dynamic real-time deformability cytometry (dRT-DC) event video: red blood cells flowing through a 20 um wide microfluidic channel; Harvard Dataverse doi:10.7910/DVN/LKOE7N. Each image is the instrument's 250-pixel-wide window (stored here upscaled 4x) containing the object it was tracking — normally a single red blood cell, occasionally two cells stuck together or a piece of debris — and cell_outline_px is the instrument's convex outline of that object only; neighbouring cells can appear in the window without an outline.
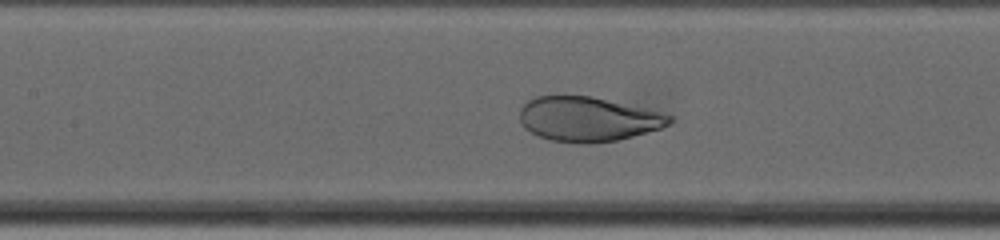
{"species": "human", "species_latin": "Homo sapiens", "temperature_condition": "cold", "stored_images_in_passage": 49, "camera_frame_rate_fps": 3000, "um_per_image_px": 0.085, "donor": {"sex": "female"}, "frame": {"image": 1, "passage_image": 23, "time_ms": 7.333, "image_size_px": [1000, 240], "cell_outline_px": [[672, 120], [668, 124], [660, 128], [632, 136], [616, 140], [588, 144], [584, 144], [552, 140], [540, 136], [524, 128], [520, 120], [520, 108], [528, 100], [536, 96], [564, 92], [588, 96], [660, 112], [672, 116]], "centroid_in_image_um": [49.89, 10.09], "position_along_channel_um": 157.5, "area_um2": 39.02}}
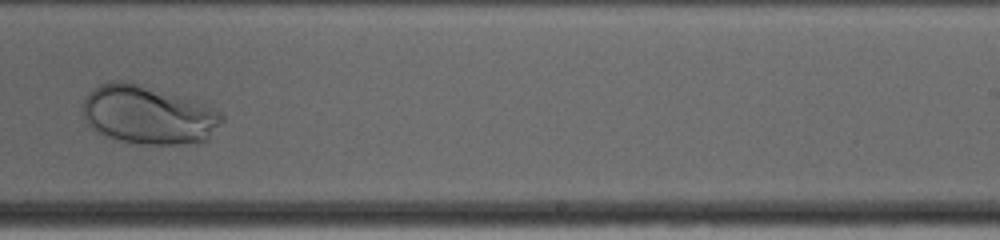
{"frame": {"image": 2, "passage_image": 32, "time_ms": 10.333, "image_size_px": [1000, 240], "cell_outline_px": [[224, 120], [208, 140], [196, 144], [140, 144], [120, 140], [96, 132], [84, 120], [84, 96], [92, 88], [100, 84], [112, 80], [124, 80], [196, 100], [208, 104], [220, 112], [224, 116]], "centroid_in_image_um": [12.63, 9.76], "position_along_channel_um": 276.4, "area_um2": 47.97}}
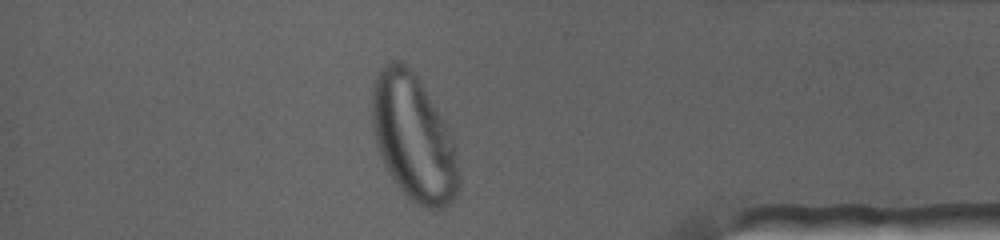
{"frame": {"image": 3, "passage_image": 43, "time_ms": 14.0, "image_size_px": [1000, 240], "cell_outline_px": [[460, 192], [444, 208], [428, 208], [416, 204], [392, 180], [376, 148], [372, 128], [372, 88], [376, 76], [380, 68], [384, 64], [392, 60], [400, 60], [420, 80], [452, 136], [456, 148], [460, 172]], "centroid_in_image_um": [35.15, 11.73], "position_along_channel_um": 400.0, "area_um2": 64.04}, "authors_computed_cell_mechanics": {"area_um2": 42.8876, "velocity_mm_per_s": 3.9798, "shape_relaxation_time_tau1_ms": 3.4804, "shape_relaxation_time_tau2_ms": null, "deformation_change_tau1": 0.1999, "deformation_change_tau2": null}}